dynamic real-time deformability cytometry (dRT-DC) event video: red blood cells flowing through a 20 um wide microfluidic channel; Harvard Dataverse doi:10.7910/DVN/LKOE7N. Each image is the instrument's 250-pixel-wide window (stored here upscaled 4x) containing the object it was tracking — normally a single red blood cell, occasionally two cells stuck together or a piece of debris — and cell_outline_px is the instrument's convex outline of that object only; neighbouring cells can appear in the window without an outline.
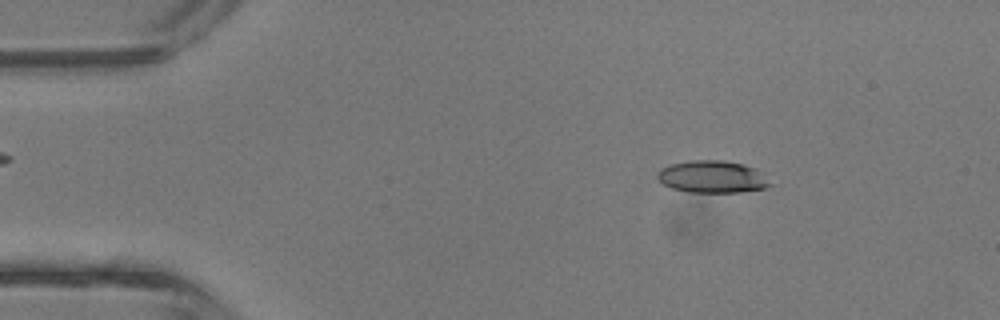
{"species": "common noctule bat (a hibernating species)", "species_latin": "Nyctalus noctula", "temperature_condition": "room temperature", "stored_images_in_passage": 9, "camera_frame_rate_fps": 3000, "um_per_image_px": 0.085, "animal": {"sex": "male", "body_mass_g": 13.3}, "frame": {"image": 1, "passage_image": 6, "time_ms": 1.667, "image_size_px": [1000, 320], "cell_outline_px": [[772, 184], [764, 188], [740, 192], [688, 192], [672, 188], [664, 184], [656, 176], [656, 172], [660, 168], [672, 164], [688, 160], [720, 160], [744, 164], [752, 168]], "centroid_in_image_um": [60.46, 15.02], "position_along_channel_um": 24.5, "area_um2": 20.81}}